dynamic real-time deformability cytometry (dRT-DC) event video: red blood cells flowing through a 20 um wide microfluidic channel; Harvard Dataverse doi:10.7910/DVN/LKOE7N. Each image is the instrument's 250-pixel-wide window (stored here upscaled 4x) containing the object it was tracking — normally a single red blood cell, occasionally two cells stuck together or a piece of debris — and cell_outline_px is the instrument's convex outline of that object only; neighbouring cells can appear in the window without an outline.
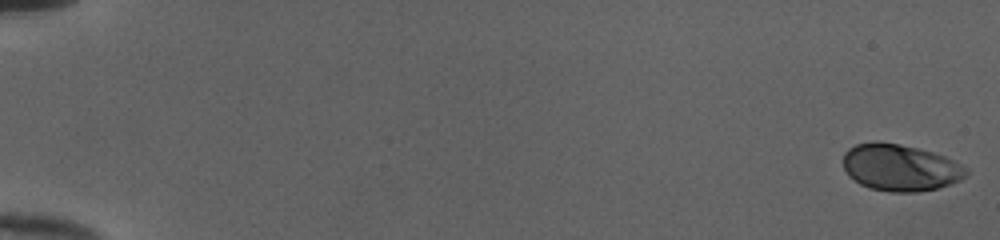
{"species": "human", "species_latin": "Homo sapiens", "temperature_condition": "cold", "stored_images_in_passage": 53, "camera_frame_rate_fps": 3000, "um_per_image_px": 0.085, "donor": {"sex": "female"}, "frame": {"image": 1, "passage_image": 1, "time_ms": 0.0, "image_size_px": [1000, 240], "cell_outline_px": [[968, 172], [960, 180], [952, 184], [936, 188], [916, 192], [888, 192], [868, 188], [860, 184], [848, 176], [844, 168], [844, 152], [848, 148], [856, 144], [876, 140], [900, 144], [932, 152], [944, 156], [968, 168]], "centroid_in_image_um": [76.49, 14.24], "position_along_channel_um": 8.5, "area_um2": 33.7}}
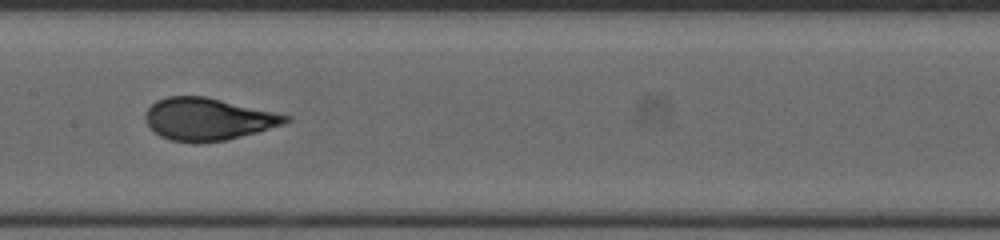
{"frame": {"image": 2, "passage_image": 29, "time_ms": 9.333, "image_size_px": [1000, 240], "cell_outline_px": [[292, 120], [284, 124], [256, 132], [224, 140], [196, 144], [172, 140], [160, 136], [148, 124], [144, 116], [148, 108], [156, 100], [168, 96], [204, 96], [292, 116]], "centroid_in_image_um": [17.67, 10.13], "position_along_channel_um": 189.7, "area_um2": 34.33}}
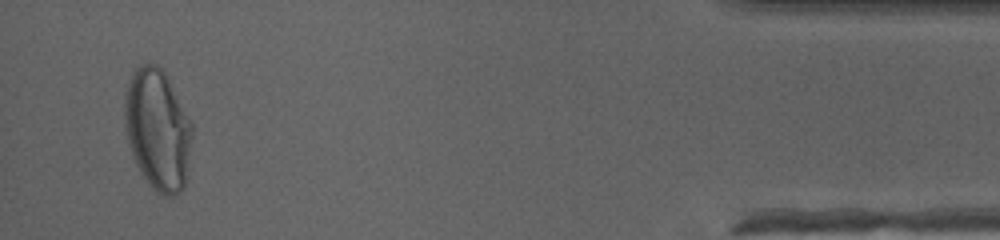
{"frame": {"image": 3, "passage_image": 51, "time_ms": 16.667, "image_size_px": [1000, 240], "cell_outline_px": [[192, 132], [184, 188], [180, 192], [172, 196], [164, 196], [156, 192], [152, 188], [136, 164], [132, 156], [128, 144], [124, 124], [124, 92], [132, 72], [140, 64], [156, 64], [164, 72], [192, 124]], "centroid_in_image_um": [13.36, 11.01], "position_along_channel_um": 421.8, "area_um2": 47.34}, "authors_computed_cell_mechanics": {"area_um2": 34.1598, "velocity_mm_per_s": 4.0271, "shape_relaxation_time_tau1_ms": 4.8347, "shape_relaxation_time_tau2_ms": null, "deformation_change_tau1": 0.2073, "deformation_change_tau2": null}}